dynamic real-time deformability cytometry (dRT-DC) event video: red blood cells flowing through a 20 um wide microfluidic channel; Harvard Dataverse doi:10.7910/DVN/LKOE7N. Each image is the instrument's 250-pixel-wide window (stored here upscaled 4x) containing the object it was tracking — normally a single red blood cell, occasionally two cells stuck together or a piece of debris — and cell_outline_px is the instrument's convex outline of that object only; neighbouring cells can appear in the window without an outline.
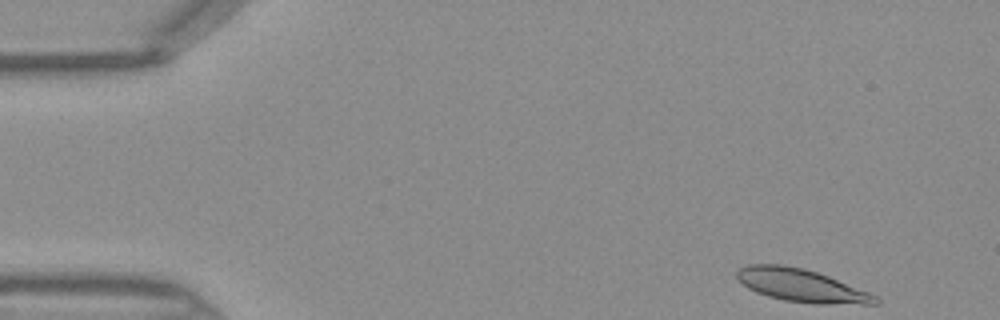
{"species": "Egyptian fruit bat (a non-hibernating species)", "species_latin": "Rousettus aegyptiacus", "temperature_condition": "warm", "stored_images_in_passage": 43, "camera_frame_rate_fps": 3000, "um_per_image_px": 0.085, "frame": {"image": 1, "passage_image": 1, "time_ms": 0.0, "image_size_px": [1000, 320], "cell_outline_px": [[880, 304], [812, 304], [784, 300], [768, 296], [756, 292], [748, 288], [736, 276], [736, 272], [740, 268], [748, 264], [780, 264], [804, 268], [828, 276], [868, 292], [876, 296], [880, 300]], "centroid_in_image_um": [68.12, 24.27], "position_along_channel_um": 16.9, "area_um2": 26.41}}
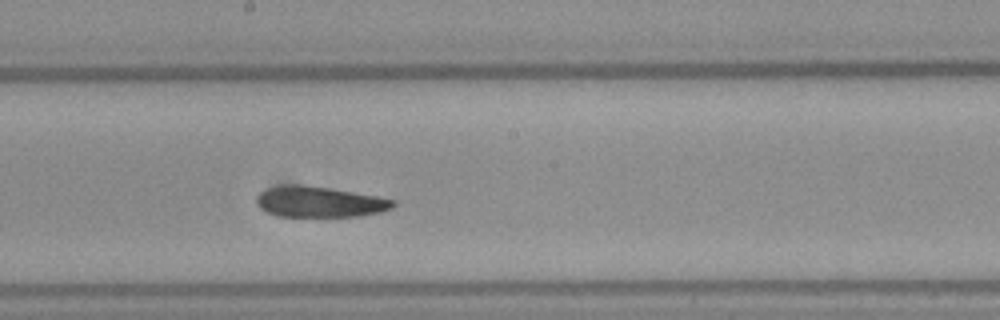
{"frame": {"image": 2, "passage_image": 22, "time_ms": 7.0, "image_size_px": [1000, 320], "cell_outline_px": [[396, 204], [392, 208], [380, 212], [360, 216], [280, 216], [268, 212], [260, 208], [256, 204], [256, 196], [260, 192], [268, 188], [284, 184], [296, 184], [328, 188], [376, 196], [396, 200]], "centroid_in_image_um": [27.14, 17.15], "position_along_channel_um": 221.1, "area_um2": 24.33}}
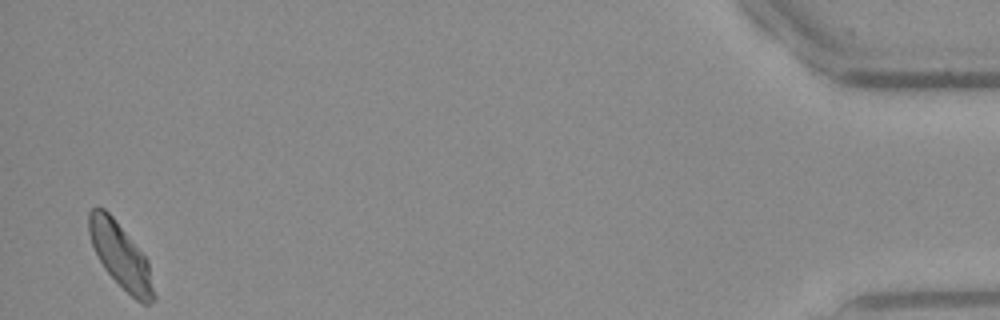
{"frame": {"image": 3, "passage_image": 42, "time_ms": 13.667, "image_size_px": [1000, 320], "cell_outline_px": [[156, 296], [148, 304], [140, 304], [104, 268], [92, 244], [88, 232], [88, 212], [92, 208], [104, 208], [112, 216], [148, 260]], "centroid_in_image_um": [10.26, 21.74], "position_along_channel_um": 424.9, "area_um2": 24.04}}